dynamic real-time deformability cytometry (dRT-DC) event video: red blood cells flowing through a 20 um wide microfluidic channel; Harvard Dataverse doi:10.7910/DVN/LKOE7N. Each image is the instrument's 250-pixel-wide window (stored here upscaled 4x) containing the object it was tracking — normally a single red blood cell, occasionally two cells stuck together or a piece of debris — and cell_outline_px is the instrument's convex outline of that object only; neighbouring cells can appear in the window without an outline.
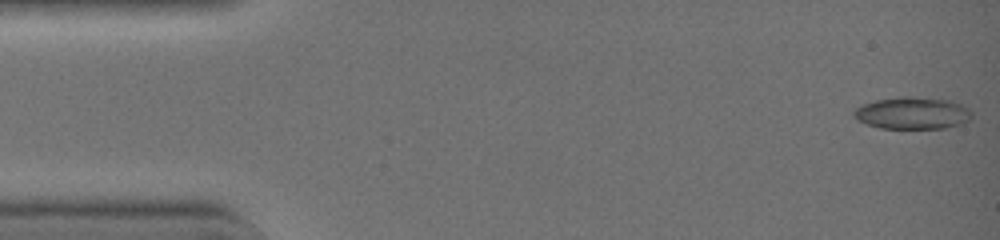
{"species": "common noctule bat (a hibernating species)", "species_latin": "Nyctalus noctula", "temperature_condition": "warm", "stored_images_in_passage": 43, "camera_frame_rate_fps": 3000, "um_per_image_px": 0.085, "animal": {"sex": "female", "body_mass_g": 19.0, "forearm_length_mm": 51.5}, "frame": {"image": 1, "passage_image": 1, "time_ms": 0.0, "image_size_px": [1000, 240], "cell_outline_px": [[972, 116], [968, 120], [944, 128], [880, 128], [868, 124], [860, 120], [852, 112], [856, 108], [864, 104], [876, 100], [908, 96], [944, 100], [960, 104], [968, 108], [972, 112]], "centroid_in_image_um": [77.55, 9.61], "position_along_channel_um": 7.4, "area_um2": 21.39}}
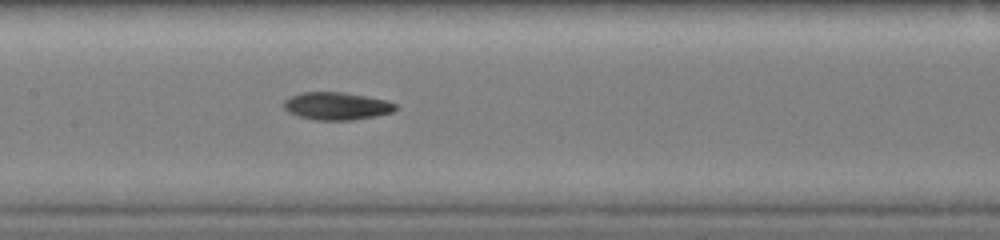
{"frame": {"image": 2, "passage_image": 21, "time_ms": 6.667, "image_size_px": [1000, 240], "cell_outline_px": [[396, 108], [392, 112], [376, 116], [352, 120], [316, 120], [300, 116], [284, 108], [284, 100], [300, 92], [344, 92], [384, 100], [396, 104]], "centroid_in_image_um": [28.62, 9.01], "position_along_channel_um": 178.8, "area_um2": 17.69}}
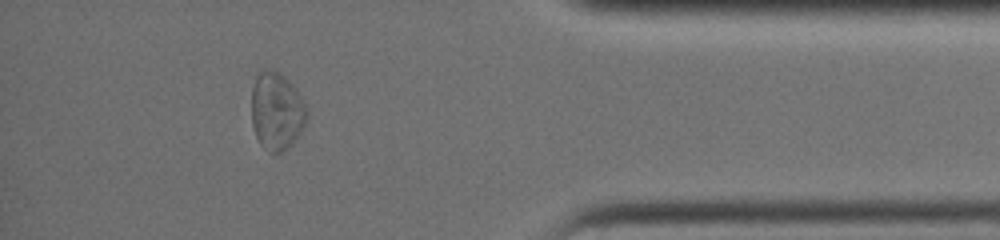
{"frame": {"image": 3, "passage_image": 38, "time_ms": 12.333, "image_size_px": [1000, 240], "cell_outline_px": [[308, 116], [300, 132], [292, 144], [284, 152], [268, 152], [260, 144], [256, 136], [252, 124], [252, 88], [256, 76], [260, 68], [272, 68], [280, 72], [296, 88], [304, 100], [308, 112]], "centroid_in_image_um": [23.51, 9.41], "position_along_channel_um": 411.7, "area_um2": 25.49}, "authors_computed_cell_mechanics": {"area_um2": 18.4382, "velocity_mm_per_s": 4.5018, "shape_relaxation_time_tau1_ms": 4.7223, "shape_relaxation_time_tau2_ms": 5.2926, "deformation_change_tau1": 0.1724, "deformation_change_tau2": 0.1313}}